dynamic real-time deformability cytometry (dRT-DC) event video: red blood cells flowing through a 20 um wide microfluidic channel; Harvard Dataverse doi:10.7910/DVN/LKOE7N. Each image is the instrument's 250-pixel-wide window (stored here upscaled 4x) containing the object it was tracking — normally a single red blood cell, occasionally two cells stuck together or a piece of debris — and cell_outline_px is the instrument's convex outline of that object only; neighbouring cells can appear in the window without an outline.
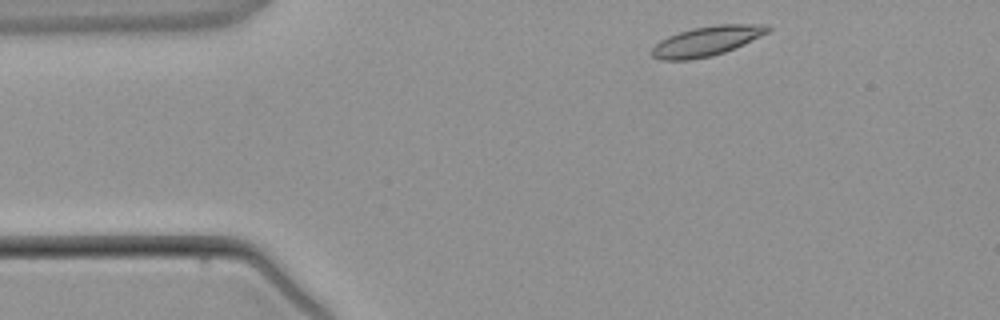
{"species": "common noctule bat (a hibernating species)", "species_latin": "Nyctalus noctula", "temperature_condition": "warm", "stored_images_in_passage": 2, "camera_frame_rate_fps": 3000, "um_per_image_px": 0.085, "animal": {"sex": "male", "body_mass_g": 21.5, "forearm_length_mm": 52.0}, "frame": {"image": 1, "passage_image": 1, "time_ms": 0.0, "image_size_px": [1000, 320], "cell_outline_px": [[772, 28], [768, 32], [744, 44], [724, 52], [712, 56], [692, 60], [660, 60], [652, 56], [652, 48], [660, 40], [668, 36], [692, 28], [716, 24], [768, 24]], "centroid_in_image_um": [60.07, 3.49], "position_along_channel_um": 24.9, "area_um2": 20.11}}